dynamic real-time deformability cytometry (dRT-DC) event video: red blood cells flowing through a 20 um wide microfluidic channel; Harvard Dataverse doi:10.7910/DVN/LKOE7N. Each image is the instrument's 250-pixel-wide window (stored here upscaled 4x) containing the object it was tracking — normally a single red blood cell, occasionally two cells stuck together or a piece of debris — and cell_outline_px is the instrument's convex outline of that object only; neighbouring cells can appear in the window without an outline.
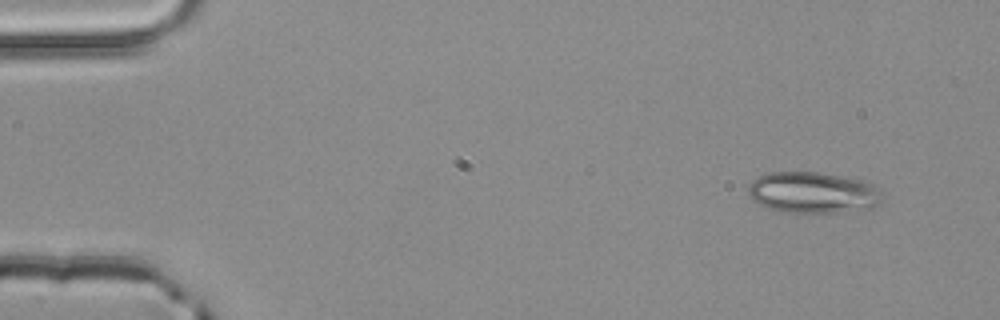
{"species": "common noctule bat (a hibernating species)", "species_latin": "Nyctalus noctula", "temperature_condition": "room temperature", "stored_images_in_passage": 3, "camera_frame_rate_fps": 3000, "um_per_image_px": 0.085, "animal": {"sex": "male", "body_mass_g": 20.4}, "frame": {"image": 1, "passage_image": 1, "time_ms": 0.0, "image_size_px": [1000, 320], "cell_outline_px": [[880, 204], [872, 208], [836, 212], [784, 212], [764, 208], [752, 200], [748, 196], [748, 184], [752, 180], [760, 176], [772, 172], [820, 172], [860, 180], [876, 184], [880, 200]], "centroid_in_image_um": [69.04, 16.37], "position_along_channel_um": 16.0, "area_um2": 32.19}}